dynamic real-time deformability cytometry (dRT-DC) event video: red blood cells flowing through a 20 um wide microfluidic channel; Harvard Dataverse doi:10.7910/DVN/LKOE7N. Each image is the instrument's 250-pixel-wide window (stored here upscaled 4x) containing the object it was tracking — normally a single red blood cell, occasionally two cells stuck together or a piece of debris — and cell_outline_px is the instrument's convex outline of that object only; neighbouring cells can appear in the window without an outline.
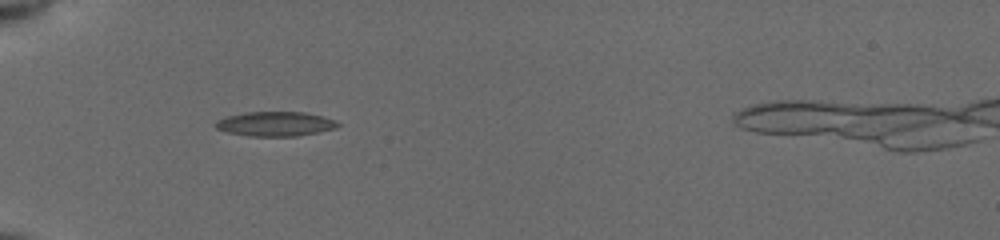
{"species": "common noctule bat (a hibernating species)", "species_latin": "Nyctalus noctula", "temperature_condition": "cold", "stored_images_in_passage": 36, "camera_frame_rate_fps": 3000, "um_per_image_px": 0.085, "animal": {"sex": "female", "body_mass_g": 19.5, "forearm_length_mm": 54.1}, "frame": {"image": 1, "passage_image": 1, "time_ms": 0.0, "image_size_px": [1000, 240], "cell_outline_px": [[340, 124], [336, 128], [296, 136], [248, 136], [228, 132], [216, 128], [212, 124], [216, 120], [224, 116], [248, 112], [304, 112], [336, 120]], "centroid_in_image_um": [23.34, 10.52], "position_along_channel_um": 61.7, "area_um2": 17.46}}
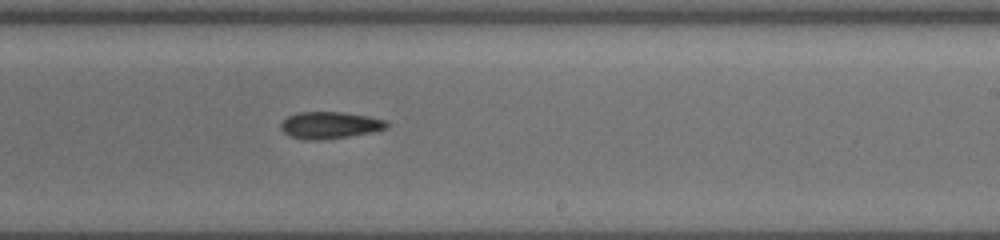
{"frame": {"image": 2, "passage_image": 17, "time_ms": 5.333, "image_size_px": [1000, 240], "cell_outline_px": [[388, 128], [372, 132], [348, 136], [316, 140], [304, 140], [288, 136], [280, 128], [280, 124], [288, 116], [296, 112], [344, 112], [368, 116], [388, 120]], "centroid_in_image_um": [28.03, 10.63], "position_along_channel_um": 261.0, "area_um2": 16.7}}
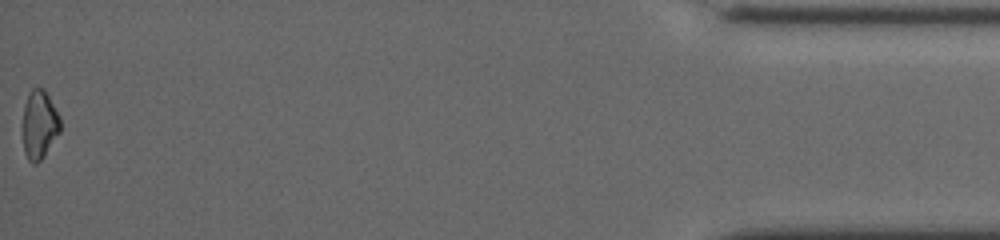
{"frame": {"image": 3, "passage_image": 36, "time_ms": 11.667, "image_size_px": [1000, 240], "cell_outline_px": [[60, 132], [44, 156], [36, 164], [32, 164], [28, 160], [24, 152], [20, 132], [20, 128], [24, 104], [28, 92], [32, 88], [44, 88], [60, 116]], "centroid_in_image_um": [3.29, 10.6], "position_along_channel_um": 431.9, "area_um2": 15.72}, "authors_computed_cell_mechanics": {"area_um2": 16.2418, "velocity_mm_per_s": 3.9556, "shape_relaxation_time_tau1_ms": 4.7675, "shape_relaxation_time_tau2_ms": null, "deformation_change_tau1": 0.128, "deformation_change_tau2": null}}